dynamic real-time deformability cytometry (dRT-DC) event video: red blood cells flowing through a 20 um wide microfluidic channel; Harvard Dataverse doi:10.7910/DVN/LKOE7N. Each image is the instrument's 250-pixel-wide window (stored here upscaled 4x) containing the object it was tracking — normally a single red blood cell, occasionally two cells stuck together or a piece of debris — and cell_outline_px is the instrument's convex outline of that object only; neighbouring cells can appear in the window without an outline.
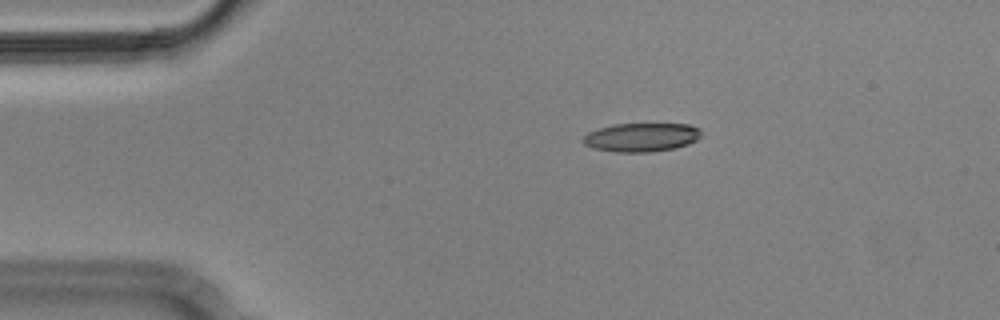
{"species": "Egyptian fruit bat (a non-hibernating species)", "species_latin": "Rousettus aegyptiacus", "temperature_condition": "cold", "stored_images_in_passage": 6, "camera_frame_rate_fps": 3000, "um_per_image_px": 0.085, "animal": {"sex": "male"}, "frame": {"image": 1, "passage_image": 3, "time_ms": 0.667, "image_size_px": [1000, 320], "cell_outline_px": [[700, 136], [696, 140], [688, 144], [676, 148], [652, 152], [612, 152], [592, 148], [584, 144], [580, 140], [588, 132], [612, 124], [688, 124], [700, 128]], "centroid_in_image_um": [54.49, 11.68], "position_along_channel_um": 30.5, "area_um2": 19.94}}